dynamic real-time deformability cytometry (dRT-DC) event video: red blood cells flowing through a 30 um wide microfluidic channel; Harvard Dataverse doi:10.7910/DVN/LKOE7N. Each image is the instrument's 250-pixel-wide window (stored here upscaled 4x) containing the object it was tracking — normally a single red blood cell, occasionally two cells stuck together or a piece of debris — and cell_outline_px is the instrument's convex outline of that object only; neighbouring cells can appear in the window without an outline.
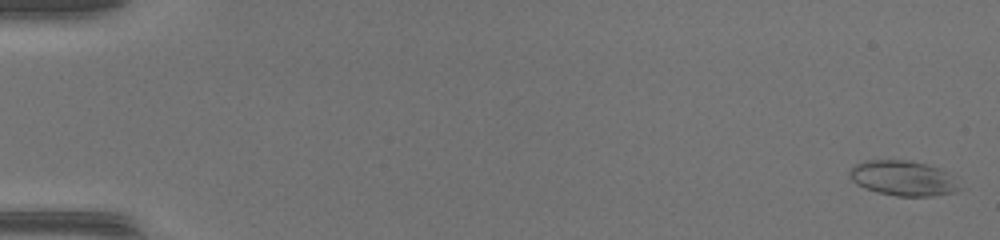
{"species": "common noctule bat (a hibernating species)", "species_latin": "Nyctalus noctula", "temperature_condition": "warm", "stored_images_in_passage": 52, "camera_frame_rate_fps": 3000, "um_per_image_px": 0.085, "animal": {"sex": "female", "body_mass_g": 17.0, "forearm_length_mm": 48.0}, "frame": {"image": 1, "passage_image": 2, "time_ms": 0.333, "image_size_px": [1000, 240], "cell_outline_px": [[964, 188], [956, 192], [932, 196], [896, 196], [876, 192], [864, 188], [856, 184], [848, 176], [848, 168], [864, 160], [908, 160], [924, 164], [936, 168], [956, 176]], "centroid_in_image_um": [76.78, 15.16], "position_along_channel_um": 8.2, "area_um2": 22.95}}
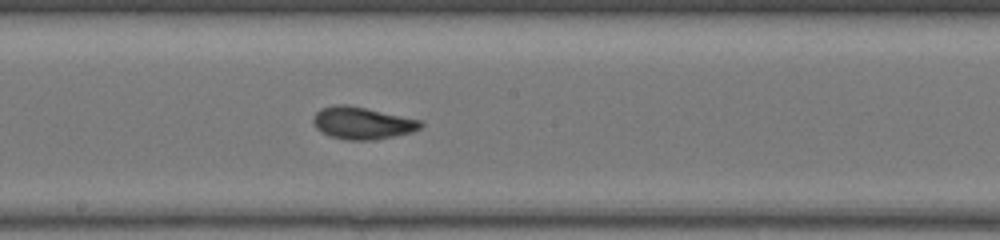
{"frame": {"image": 2, "passage_image": 30, "time_ms": 9.667, "image_size_px": [1000, 240], "cell_outline_px": [[424, 124], [420, 128], [412, 132], [372, 140], [348, 140], [328, 136], [320, 132], [316, 128], [312, 120], [316, 112], [320, 108], [336, 104], [344, 104], [424, 120]], "centroid_in_image_um": [30.78, 10.46], "position_along_channel_um": 217.4, "area_um2": 20.23}}
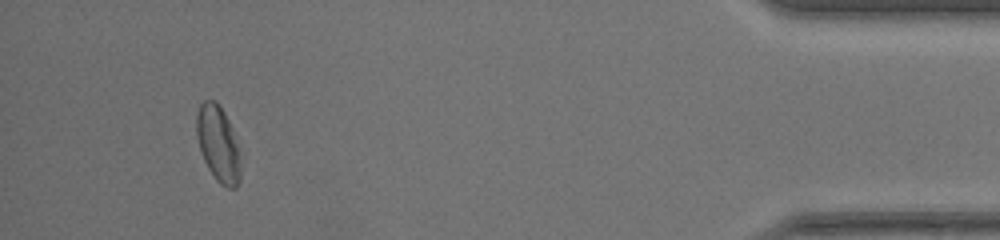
{"frame": {"image": 3, "passage_image": 49, "time_ms": 16.0, "image_size_px": [1000, 240], "cell_outline_px": [[244, 156], [240, 180], [236, 188], [228, 188], [220, 184], [216, 180], [208, 168], [204, 160], [196, 136], [196, 116], [200, 104], [204, 100], [216, 100], [224, 112], [232, 128]], "centroid_in_image_um": [18.61, 12.26], "position_along_channel_um": 416.6, "area_um2": 20.23}, "authors_computed_cell_mechanics": {"area_um2": 20.3456, "velocity_mm_per_s": 4.1542, "shape_relaxation_time_tau1_ms": 4.462, "shape_relaxation_time_tau2_ms": 1.5385, "deformation_change_tau1": 0.142, "deformation_change_tau2": 0.0612}}